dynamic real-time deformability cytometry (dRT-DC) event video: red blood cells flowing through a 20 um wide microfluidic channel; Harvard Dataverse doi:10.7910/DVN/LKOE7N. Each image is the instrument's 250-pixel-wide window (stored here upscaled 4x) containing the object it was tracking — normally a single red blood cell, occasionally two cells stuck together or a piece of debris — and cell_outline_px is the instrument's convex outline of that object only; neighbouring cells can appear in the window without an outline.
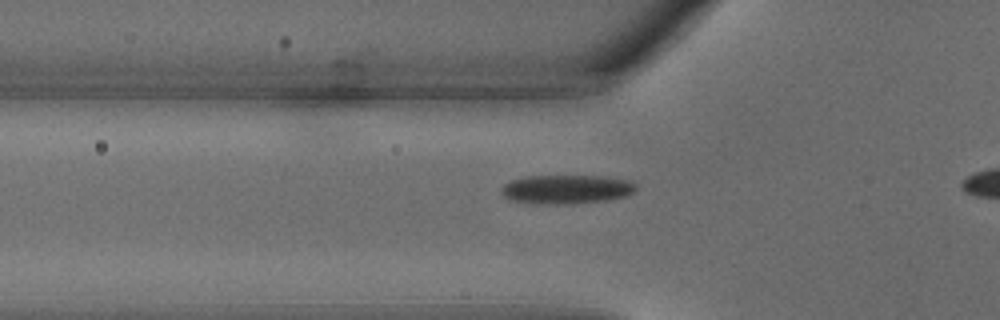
{"species": "common noctule bat (a hibernating species)", "species_latin": "Nyctalus noctula", "temperature_condition": "warm", "stored_images_in_passage": 7, "camera_frame_rate_fps": 3000, "um_per_image_px": 0.085, "animal": {"sex": "male", "body_mass_g": 18.8}, "frame": {"image": 1, "passage_image": 5, "time_ms": 1.333, "image_size_px": [1000, 320], "cell_outline_px": [[636, 188], [628, 196], [608, 200], [572, 204], [532, 204], [508, 200], [500, 192], [500, 188], [504, 184], [512, 180], [524, 176], [604, 176], [628, 180], [636, 184]], "centroid_in_image_um": [48.11, 16.1], "position_along_channel_um": 77.7, "area_um2": 23.12}}